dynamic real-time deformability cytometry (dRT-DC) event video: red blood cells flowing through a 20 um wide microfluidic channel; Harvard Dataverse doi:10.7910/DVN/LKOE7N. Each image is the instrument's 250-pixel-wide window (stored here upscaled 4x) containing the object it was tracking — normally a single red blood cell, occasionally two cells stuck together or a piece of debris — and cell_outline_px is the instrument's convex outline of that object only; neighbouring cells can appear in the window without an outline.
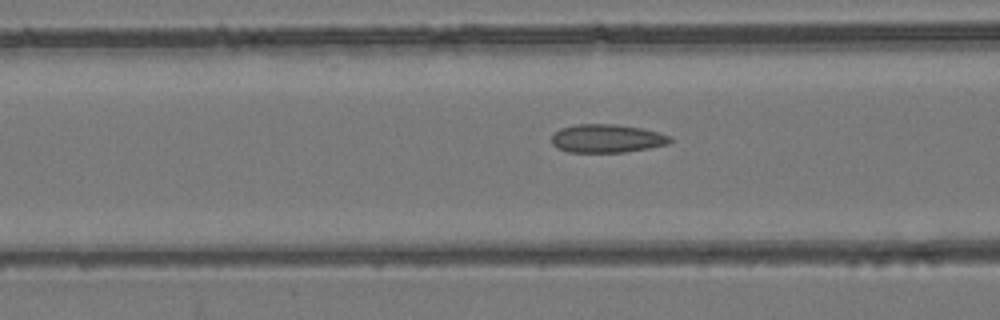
{"species": "common noctule bat (a hibernating species)", "species_latin": "Nyctalus noctula", "temperature_condition": "room temperature", "stored_images_in_passage": 54, "camera_frame_rate_fps": 3000, "um_per_image_px": 0.085, "animal": {"sex": "female", "body_mass_g": 24.6, "forearm_length_mm": 56.2}, "frame": {"image": 1, "passage_image": 22, "time_ms": 7.0, "image_size_px": [1000, 320], "cell_outline_px": [[672, 140], [668, 144], [648, 148], [624, 152], [568, 152], [556, 148], [552, 144], [552, 136], [560, 128], [576, 124], [616, 124], [640, 128], [672, 136]], "centroid_in_image_um": [51.57, 11.77], "position_along_channel_um": 115.0, "area_um2": 19.54}}
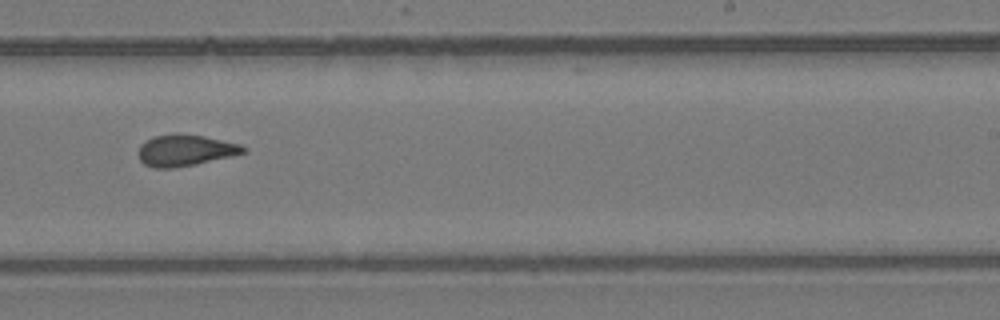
{"frame": {"image": 2, "passage_image": 34, "time_ms": 11.0, "image_size_px": [1000, 320], "cell_outline_px": [[248, 152], [232, 156], [196, 164], [172, 168], [152, 168], [144, 164], [140, 160], [136, 152], [140, 144], [152, 136], [172, 132], [176, 132], [204, 136], [240, 144], [248, 148]], "centroid_in_image_um": [15.71, 12.76], "position_along_channel_um": 273.3, "area_um2": 19.71}}
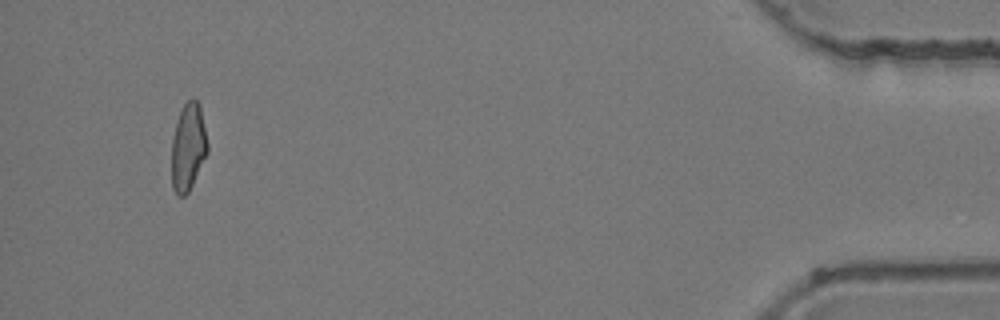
{"frame": {"image": 3, "passage_image": 51, "time_ms": 16.667, "image_size_px": [1000, 320], "cell_outline_px": [[208, 152], [188, 192], [184, 196], [176, 196], [172, 188], [172, 136], [176, 120], [180, 108], [192, 96], [200, 104], [208, 144]], "centroid_in_image_um": [15.98, 12.46], "position_along_channel_um": 419.2, "area_um2": 18.55}, "authors_computed_cell_mechanics": {"area_um2": 19.3919, "velocity_mm_per_s": 3.9584, "shape_relaxation_time_tau1_ms": null, "shape_relaxation_time_tau2_ms": 1.6465, "deformation_change_tau1": null, "deformation_change_tau2": 0.0874}}